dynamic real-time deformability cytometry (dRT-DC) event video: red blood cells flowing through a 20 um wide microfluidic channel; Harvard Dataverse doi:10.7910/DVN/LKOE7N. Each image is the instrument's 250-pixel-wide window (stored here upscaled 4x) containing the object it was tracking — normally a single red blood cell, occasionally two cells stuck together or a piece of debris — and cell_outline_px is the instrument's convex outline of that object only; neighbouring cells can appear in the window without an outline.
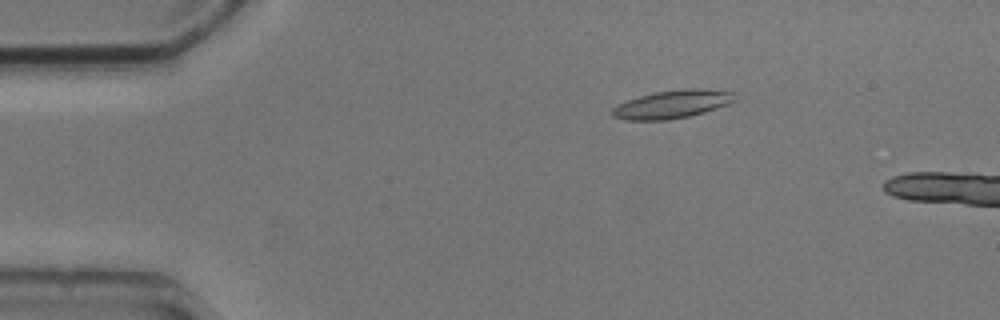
{"species": "common noctule bat (a hibernating species)", "species_latin": "Nyctalus noctula", "temperature_condition": "cold", "stored_images_in_passage": 5, "camera_frame_rate_fps": 3000, "um_per_image_px": 0.085, "animal": {"sex": "male", "body_mass_g": 20.5, "forearm_length_mm": 52.5}, "frame": {"image": 1, "passage_image": 3, "time_ms": 2.333, "image_size_px": [1000, 320], "cell_outline_px": [[740, 100], [704, 112], [688, 116], [668, 120], [628, 120], [612, 116], [612, 108], [616, 104], [640, 96], [656, 92], [680, 88], [704, 88], [736, 92]], "centroid_in_image_um": [57.22, 8.84], "position_along_channel_um": 27.8, "area_um2": 20.4}}